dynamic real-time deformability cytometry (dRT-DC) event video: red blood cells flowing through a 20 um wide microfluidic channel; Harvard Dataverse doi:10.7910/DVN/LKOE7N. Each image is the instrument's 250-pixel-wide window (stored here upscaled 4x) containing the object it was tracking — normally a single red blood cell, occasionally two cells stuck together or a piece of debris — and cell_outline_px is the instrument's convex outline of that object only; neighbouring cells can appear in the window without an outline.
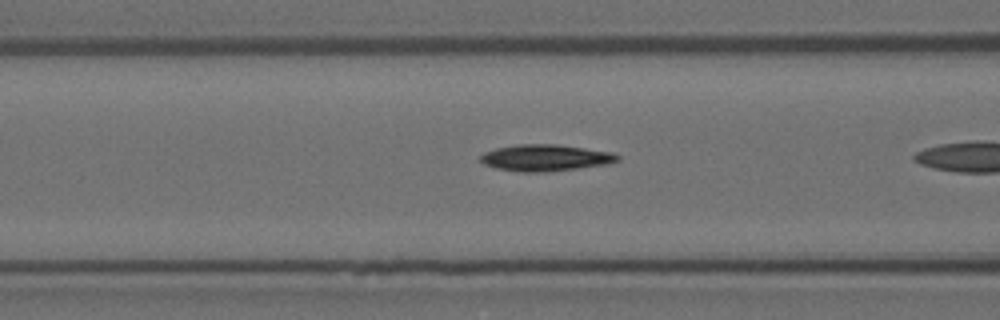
{"species": "Egyptian fruit bat (a non-hibernating species)", "species_latin": "Rousettus aegyptiacus", "temperature_condition": "room temperature", "stored_images_in_passage": 10, "camera_frame_rate_fps": 3000, "um_per_image_px": 0.085, "animal": {"sex": "female"}, "frame": {"image": 1, "passage_image": 9, "time_ms": 2.667, "image_size_px": [1000, 320], "cell_outline_px": [[620, 160], [608, 164], [544, 172], [520, 172], [496, 168], [484, 164], [480, 160], [480, 156], [484, 152], [496, 148], [516, 144], [556, 144], [612, 152], [620, 156]], "centroid_in_image_um": [46.35, 13.41], "position_along_channel_um": 120.3, "area_um2": 21.15}}